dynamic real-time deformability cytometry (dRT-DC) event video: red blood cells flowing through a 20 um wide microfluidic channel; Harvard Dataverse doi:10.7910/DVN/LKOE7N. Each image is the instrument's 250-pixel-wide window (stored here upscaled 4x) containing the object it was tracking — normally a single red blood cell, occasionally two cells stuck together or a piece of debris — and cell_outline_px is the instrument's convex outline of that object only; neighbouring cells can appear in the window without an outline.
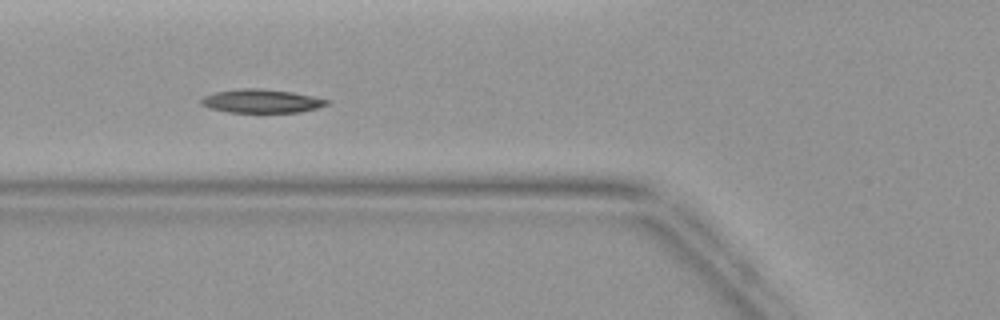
{"species": "common noctule bat (a hibernating species)", "species_latin": "Nyctalus noctula", "temperature_condition": "warm", "stored_images_in_passage": 6, "camera_frame_rate_fps": 3000, "um_per_image_px": 0.085, "animal": {"sex": "female", "body_mass_g": 19.9}, "frame": {"image": 1, "passage_image": 5, "time_ms": 4.667, "image_size_px": [1000, 320], "cell_outline_px": [[328, 104], [316, 108], [300, 112], [228, 112], [208, 108], [200, 104], [200, 100], [204, 96], [216, 92], [240, 88], [256, 88], [292, 92], [312, 96], [328, 100]], "centroid_in_image_um": [22.17, 8.59], "position_along_channel_um": 103.6, "area_um2": 17.11}}